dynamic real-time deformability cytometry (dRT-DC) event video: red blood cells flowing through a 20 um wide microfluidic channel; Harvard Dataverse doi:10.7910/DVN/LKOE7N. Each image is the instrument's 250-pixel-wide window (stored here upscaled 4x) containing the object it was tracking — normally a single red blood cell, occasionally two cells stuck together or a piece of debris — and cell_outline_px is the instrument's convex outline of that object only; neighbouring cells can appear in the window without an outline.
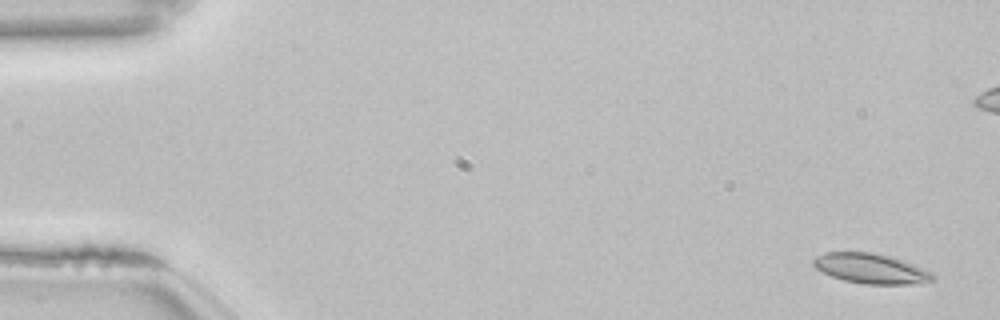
{"species": "common noctule bat (a hibernating species)", "species_latin": "Nyctalus noctula", "temperature_condition": "room temperature", "stored_images_in_passage": 15, "camera_frame_rate_fps": 3000, "um_per_image_px": 0.085, "animal": {"sex": "female", "body_mass_g": 22.7, "forearm_length_mm": 54.2}, "frame": {"image": 1, "passage_image": 3, "time_ms": 0.667, "image_size_px": [1000, 320], "cell_outline_px": [[936, 280], [924, 284], [864, 284], [844, 280], [832, 276], [816, 268], [812, 264], [812, 260], [816, 256], [824, 252], [872, 252], [888, 256], [912, 264], [932, 272], [936, 276]], "centroid_in_image_um": [74.06, 22.84], "position_along_channel_um": 10.9, "area_um2": 20.92}}